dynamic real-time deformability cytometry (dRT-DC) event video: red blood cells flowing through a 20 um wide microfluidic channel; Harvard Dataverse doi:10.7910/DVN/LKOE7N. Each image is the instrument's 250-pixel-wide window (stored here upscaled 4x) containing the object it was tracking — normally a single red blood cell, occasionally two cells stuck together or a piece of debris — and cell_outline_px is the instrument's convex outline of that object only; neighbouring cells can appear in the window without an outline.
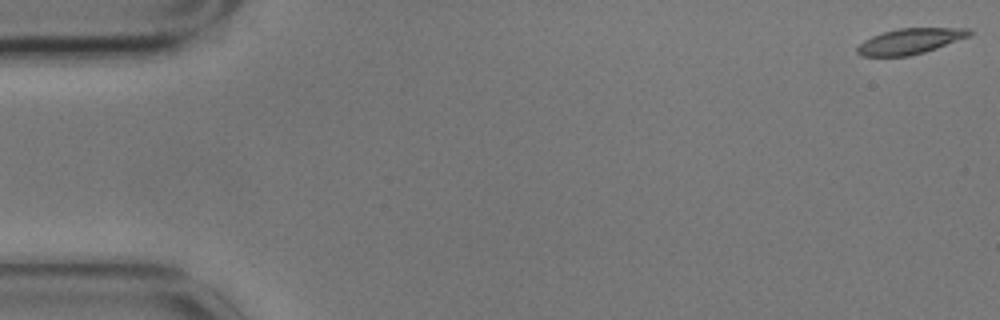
{"species": "common noctule bat (a hibernating species)", "species_latin": "Nyctalus noctula", "temperature_condition": "cold", "stored_images_in_passage": 10, "camera_frame_rate_fps": 3000, "um_per_image_px": 0.085, "animal": {"sex": "male", "body_mass_g": 17.9}, "frame": {"image": 1, "passage_image": 1, "time_ms": 0.0, "image_size_px": [1000, 320], "cell_outline_px": [[972, 36], [924, 52], [908, 56], [860, 56], [856, 52], [856, 48], [864, 40], [872, 36], [896, 28], [968, 28], [972, 32]], "centroid_in_image_um": [77.36, 3.5], "position_along_channel_um": 7.6, "area_um2": 16.76}}
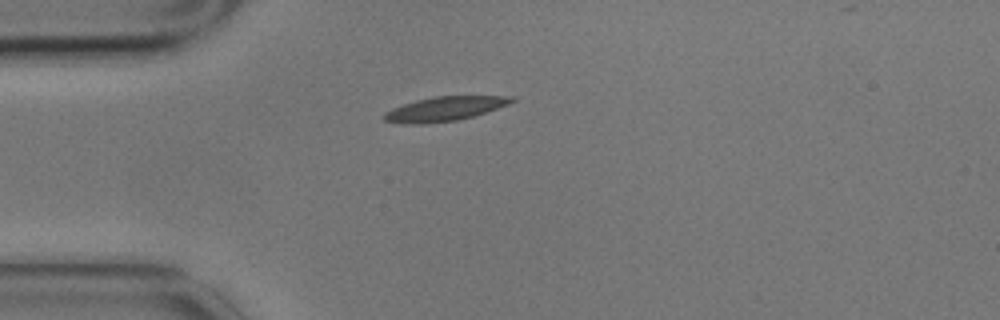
{"frame": {"image": 2, "passage_image": 5, "time_ms": 1.333, "image_size_px": [1000, 320], "cell_outline_px": [[516, 100], [508, 104], [472, 116], [456, 120], [420, 124], [404, 124], [384, 120], [384, 112], [392, 108], [416, 100], [436, 96], [516, 96]], "centroid_in_image_um": [37.78, 9.24], "position_along_channel_um": 47.2, "area_um2": 17.8}}
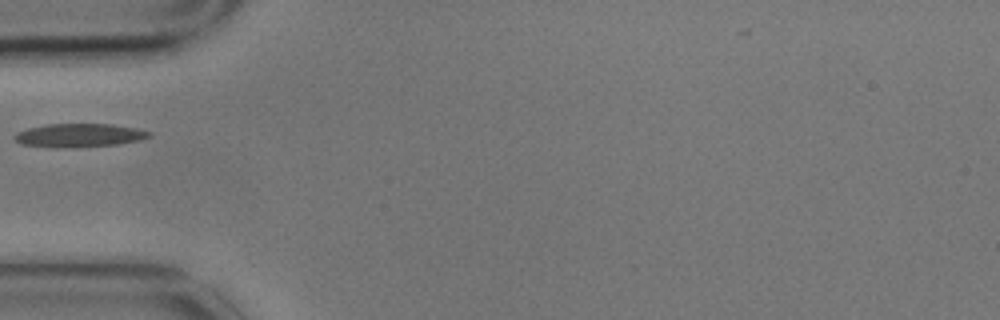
{"frame": {"image": 3, "passage_image": 6, "time_ms": 1.667, "image_size_px": [1000, 320], "cell_outline_px": [[152, 136], [144, 140], [120, 144], [72, 148], [56, 148], [20, 144], [12, 136], [16, 132], [28, 128], [48, 124], [112, 124], [136, 128], [152, 132]], "centroid_in_image_um": [6.77, 11.51], "position_along_channel_um": 78.2, "area_um2": 18.84}}